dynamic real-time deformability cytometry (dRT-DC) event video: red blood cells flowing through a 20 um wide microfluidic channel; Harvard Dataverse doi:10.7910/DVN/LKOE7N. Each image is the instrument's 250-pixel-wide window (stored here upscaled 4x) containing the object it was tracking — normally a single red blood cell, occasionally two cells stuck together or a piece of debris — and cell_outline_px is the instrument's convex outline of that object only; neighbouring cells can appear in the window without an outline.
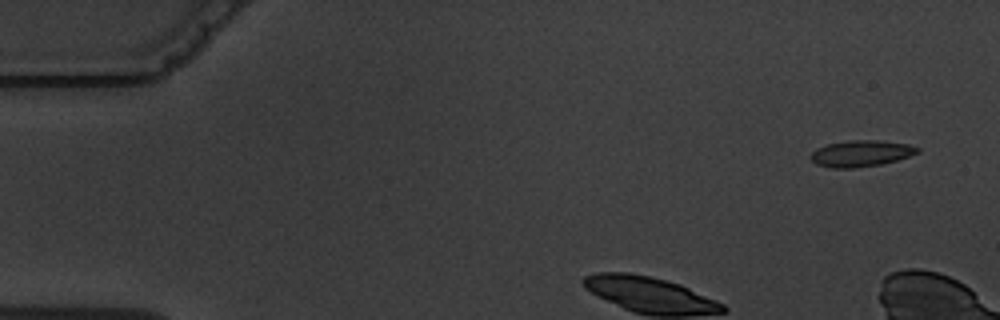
{"species": "common noctule bat (a hibernating species)", "species_latin": "Nyctalus noctula", "temperature_condition": "warm", "stored_images_in_passage": 3, "camera_frame_rate_fps": 3000, "um_per_image_px": 0.085, "animal": {"sex": "male", "body_mass_g": 19.5, "forearm_length_mm": 54.6}, "frame": {"image": 1, "passage_image": 1, "time_ms": 0.0, "image_size_px": [1000, 320], "cell_outline_px": [[920, 152], [896, 160], [880, 164], [856, 168], [832, 168], [816, 164], [808, 156], [816, 148], [828, 144], [848, 140], [880, 140], [908, 144], [920, 148]], "centroid_in_image_um": [73.16, 13.04], "position_along_channel_um": 11.8, "area_um2": 16.42}}